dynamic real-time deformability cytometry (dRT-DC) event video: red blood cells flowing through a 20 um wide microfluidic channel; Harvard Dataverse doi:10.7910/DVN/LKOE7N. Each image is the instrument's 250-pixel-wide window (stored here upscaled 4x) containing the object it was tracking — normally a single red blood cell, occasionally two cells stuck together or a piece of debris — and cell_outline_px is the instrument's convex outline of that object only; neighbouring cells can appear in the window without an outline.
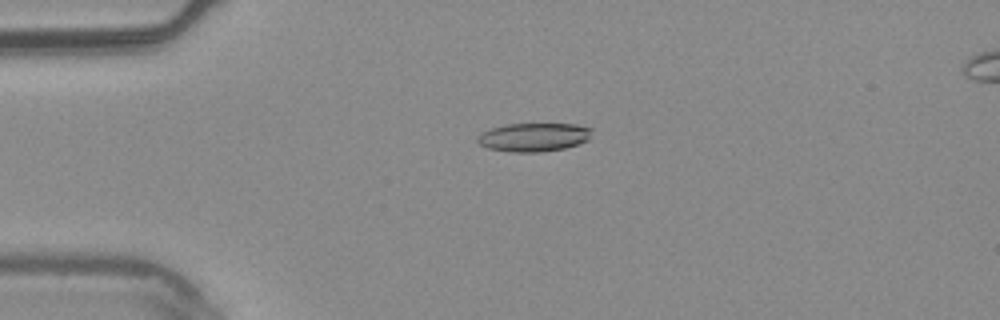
{"species": "common noctule bat (a hibernating species)", "species_latin": "Nyctalus noctula", "temperature_condition": "warm", "stored_images_in_passage": 6, "camera_frame_rate_fps": 3000, "um_per_image_px": 0.085, "animal": {"sex": "male", "body_mass_g": 20.4}, "frame": {"image": 1, "passage_image": 4, "time_ms": 1.0, "image_size_px": [1000, 320], "cell_outline_px": [[592, 128], [588, 140], [564, 148], [540, 152], [512, 152], [488, 148], [480, 144], [476, 140], [476, 136], [492, 128], [504, 124], [576, 124]], "centroid_in_image_um": [45.35, 11.65], "position_along_channel_um": 39.7, "area_um2": 18.9}}